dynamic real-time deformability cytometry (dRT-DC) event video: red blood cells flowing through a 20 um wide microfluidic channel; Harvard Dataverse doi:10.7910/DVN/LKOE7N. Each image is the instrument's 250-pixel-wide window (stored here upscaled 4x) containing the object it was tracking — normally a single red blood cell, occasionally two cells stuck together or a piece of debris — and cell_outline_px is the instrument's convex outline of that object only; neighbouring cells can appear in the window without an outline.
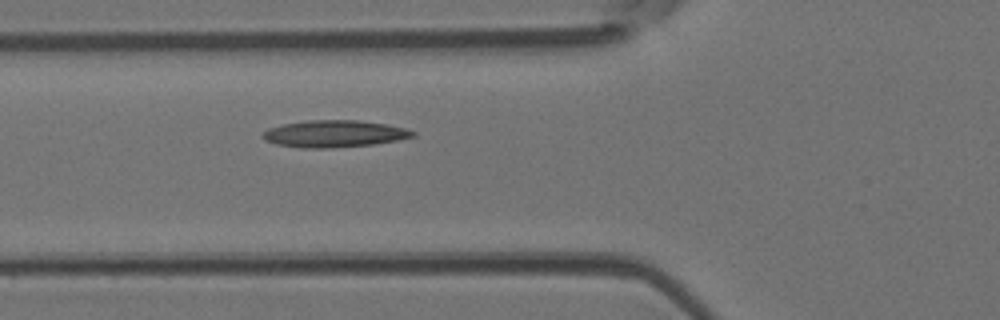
{"species": "Egyptian fruit bat (a non-hibernating species)", "species_latin": "Rousettus aegyptiacus", "temperature_condition": "room temperature", "stored_images_in_passage": 5, "camera_frame_rate_fps": 3000, "um_per_image_px": 0.085, "animal": {"sex": "female"}, "frame": {"image": 1, "passage_image": 5, "time_ms": 1.333, "image_size_px": [1000, 320], "cell_outline_px": [[416, 132], [412, 136], [396, 140], [372, 144], [332, 148], [304, 148], [276, 144], [264, 140], [264, 132], [268, 128], [284, 124], [308, 120], [360, 120], [388, 124], [404, 128]], "centroid_in_image_um": [28.4, 11.36], "position_along_channel_um": 97.4, "area_um2": 23.35}}